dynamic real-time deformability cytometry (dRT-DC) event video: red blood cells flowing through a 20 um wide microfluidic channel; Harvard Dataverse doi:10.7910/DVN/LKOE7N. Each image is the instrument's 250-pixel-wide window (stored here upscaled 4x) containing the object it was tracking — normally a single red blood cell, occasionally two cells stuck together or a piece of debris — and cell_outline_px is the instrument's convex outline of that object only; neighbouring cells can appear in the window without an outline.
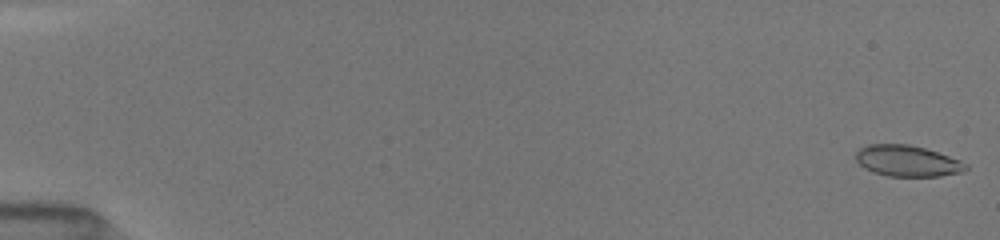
{"species": "common noctule bat (a hibernating species)", "species_latin": "Nyctalus noctula", "temperature_condition": "room temperature", "stored_images_in_passage": 34, "camera_frame_rate_fps": 3000, "um_per_image_px": 0.085, "animal": {"sex": "female", "body_mass_g": 19.5, "forearm_length_mm": 54.1}, "frame": {"image": 1, "passage_image": 1, "time_ms": 0.0, "image_size_px": [1000, 240], "cell_outline_px": [[968, 168], [964, 172], [940, 176], [888, 176], [872, 172], [864, 168], [856, 160], [856, 152], [860, 148], [868, 144], [908, 144], [924, 148], [960, 160], [968, 164]], "centroid_in_image_um": [77.12, 13.68], "position_along_channel_um": 7.9, "area_um2": 19.94}}
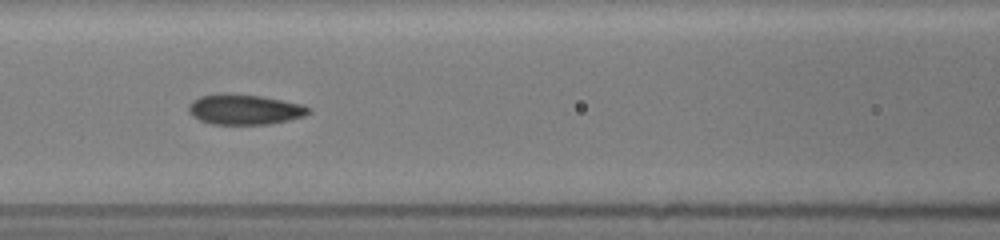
{"frame": {"image": 2, "passage_image": 18, "time_ms": 7.667, "image_size_px": [1000, 240], "cell_outline_px": [[312, 112], [304, 116], [288, 120], [268, 124], [212, 124], [200, 120], [192, 116], [188, 112], [188, 104], [192, 100], [200, 96], [224, 92], [260, 96], [304, 104], [312, 108]], "centroid_in_image_um": [20.79, 9.29], "position_along_channel_um": 145.8, "area_um2": 21.44}}
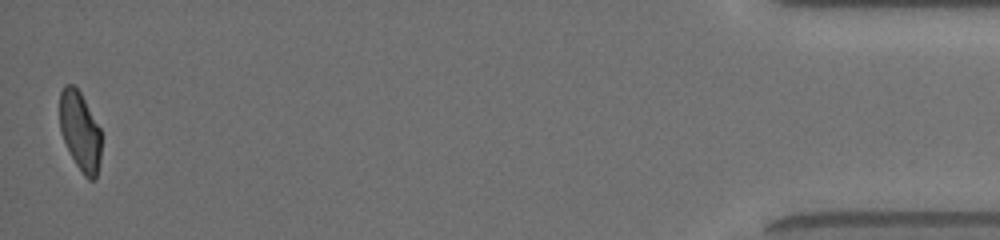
{"frame": {"image": 3, "passage_image": 34, "time_ms": 16.667, "image_size_px": [1000, 240], "cell_outline_px": [[100, 160], [96, 180], [88, 180], [84, 176], [76, 164], [60, 132], [60, 92], [64, 84], [72, 84], [80, 92], [100, 128]], "centroid_in_image_um": [6.8, 11.16], "position_along_channel_um": 428.4, "area_um2": 19.02}, "authors_computed_cell_mechanics": {"area_um2": 20.5768, "velocity_mm_per_s": 4.0433, "shape_relaxation_time_tau1_ms": 4.149, "shape_relaxation_time_tau2_ms": 1.5483, "deformation_change_tau1": 0.1356, "deformation_change_tau2": 0.053}}